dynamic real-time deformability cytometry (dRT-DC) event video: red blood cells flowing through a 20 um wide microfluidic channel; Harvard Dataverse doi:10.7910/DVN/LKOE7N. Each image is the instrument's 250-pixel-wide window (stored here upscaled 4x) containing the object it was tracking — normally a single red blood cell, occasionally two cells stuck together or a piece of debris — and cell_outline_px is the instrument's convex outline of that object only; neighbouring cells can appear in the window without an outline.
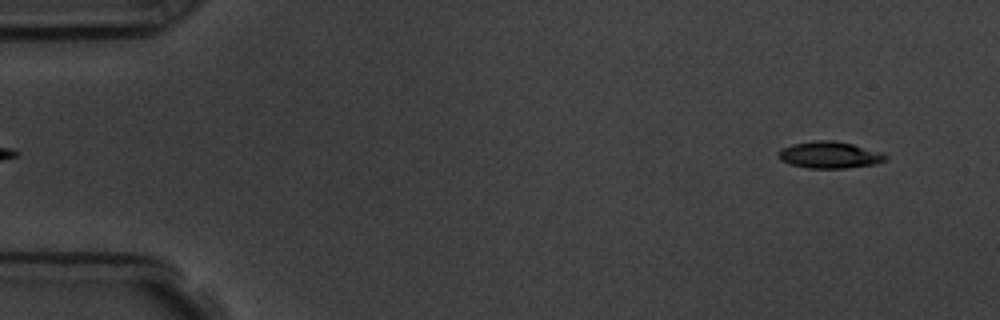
{"species": "common noctule bat (a hibernating species)", "species_latin": "Nyctalus noctula", "temperature_condition": "room temperature", "stored_images_in_passage": 6, "segment_of_instrument_passage": [2, 2], "camera_frame_rate_fps": 3000, "um_per_image_px": 0.085, "animal": {"sex": "male", "body_mass_g": 19.5, "forearm_length_mm": 54.6}, "frame": {"image": 1, "passage_image": 6, "time_ms": 5.667, "image_size_px": [1000, 320], "cell_outline_px": [[888, 160], [876, 164], [844, 168], [808, 168], [792, 164], [780, 160], [780, 148], [792, 144], [812, 140], [832, 140], [852, 144], [884, 152], [888, 156]], "centroid_in_image_um": [70.57, 13.16], "position_along_channel_um": 14.4, "area_um2": 16.76}}